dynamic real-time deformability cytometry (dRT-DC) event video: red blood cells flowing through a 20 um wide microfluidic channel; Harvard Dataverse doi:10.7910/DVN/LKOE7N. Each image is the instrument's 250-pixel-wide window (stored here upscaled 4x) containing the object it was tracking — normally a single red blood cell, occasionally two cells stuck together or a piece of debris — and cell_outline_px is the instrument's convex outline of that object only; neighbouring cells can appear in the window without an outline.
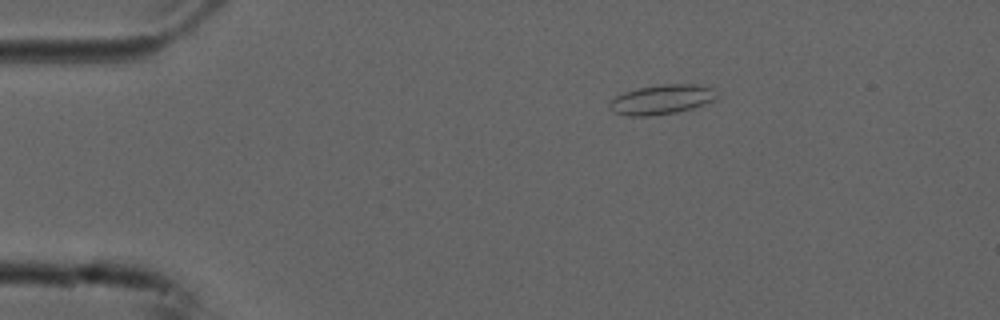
{"species": "common noctule bat (a hibernating species)", "species_latin": "Nyctalus noctula", "temperature_condition": "cold", "stored_images_in_passage": 55, "camera_frame_rate_fps": 3000, "um_per_image_px": 0.085, "animal": {"sex": "male", "forearm_length_mm": 52.5}, "frame": {"image": 1, "passage_image": 10, "time_ms": 3.0, "image_size_px": [1000, 320], "cell_outline_px": [[716, 96], [712, 100], [704, 104], [692, 108], [676, 112], [648, 116], [628, 116], [616, 112], [608, 108], [608, 100], [624, 92], [640, 88], [660, 84], [692, 84], [712, 88]], "centroid_in_image_um": [56.16, 8.46], "position_along_channel_um": 28.8, "area_um2": 18.26}}
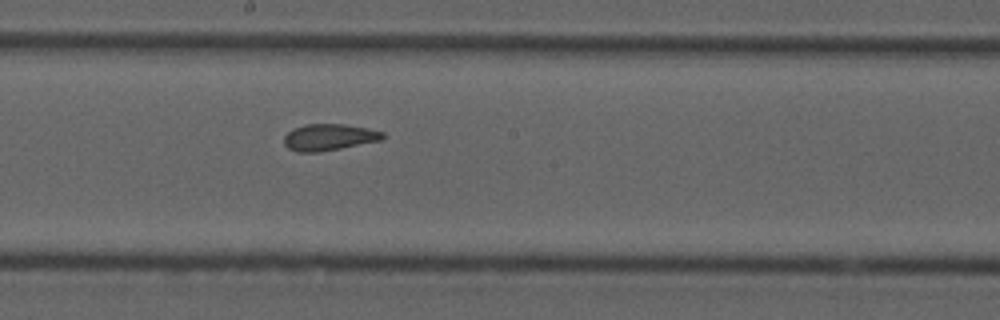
{"frame": {"image": 2, "passage_image": 30, "time_ms": 9.667, "image_size_px": [1000, 320], "cell_outline_px": [[384, 136], [380, 140], [320, 152], [296, 152], [288, 148], [284, 144], [284, 136], [292, 128], [304, 124], [344, 124], [368, 128], [384, 132]], "centroid_in_image_um": [27.92, 11.65], "position_along_channel_um": 220.3, "area_um2": 15.26}}
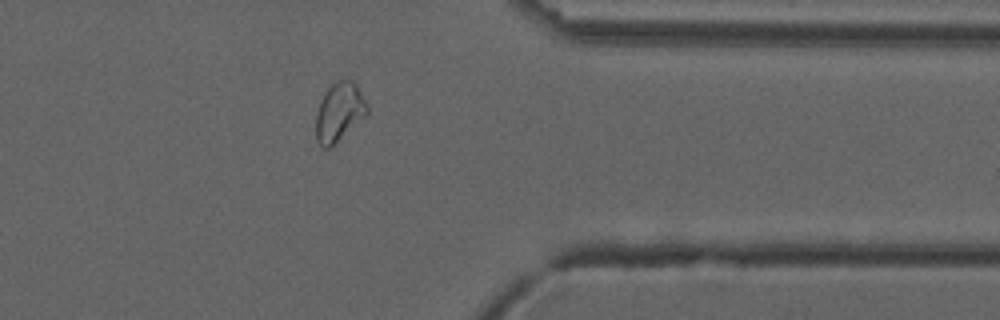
{"frame": {"image": 3, "passage_image": 44, "time_ms": 14.333, "image_size_px": [1000, 320], "cell_outline_px": [[368, 116], [328, 148], [320, 148], [316, 140], [316, 112], [320, 100], [324, 92], [336, 80], [352, 80], [356, 84], [368, 104]], "centroid_in_image_um": [28.84, 9.52], "position_along_channel_um": 382.6, "area_um2": 17.8}, "authors_computed_cell_mechanics": {"area_um2": 17.4556, "velocity_mm_per_s": 3.7286, "shape_relaxation_time_tau1_ms": null, "shape_relaxation_time_tau2_ms": 2.6211, "deformation_change_tau1": null, "deformation_change_tau2": 0.0725}}